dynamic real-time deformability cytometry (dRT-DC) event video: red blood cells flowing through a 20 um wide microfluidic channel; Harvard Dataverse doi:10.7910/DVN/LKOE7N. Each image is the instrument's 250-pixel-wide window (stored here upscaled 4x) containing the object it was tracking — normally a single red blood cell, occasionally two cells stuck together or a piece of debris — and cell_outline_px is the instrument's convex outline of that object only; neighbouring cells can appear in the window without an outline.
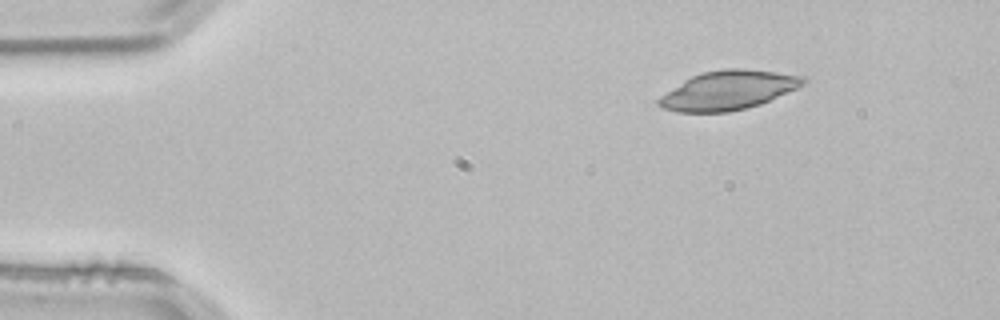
{"species": "common noctule bat (a hibernating species)", "species_latin": "Nyctalus noctula", "temperature_condition": "room temperature", "stored_images_in_passage": 3, "camera_frame_rate_fps": 3000, "um_per_image_px": 0.085, "animal": {"sex": "male", "body_mass_g": 21.5, "forearm_length_mm": 52.0}, "frame": {"image": 1, "passage_image": 1, "time_ms": 0.0, "image_size_px": [1000, 320], "cell_outline_px": [[808, 80], [804, 84], [796, 88], [760, 104], [728, 112], [676, 112], [664, 108], [656, 104], [656, 100], [660, 96], [684, 80], [700, 72], [724, 68], [744, 68], [776, 72], [804, 76]], "centroid_in_image_um": [61.87, 7.66], "position_along_channel_um": 23.1, "area_um2": 32.77}}